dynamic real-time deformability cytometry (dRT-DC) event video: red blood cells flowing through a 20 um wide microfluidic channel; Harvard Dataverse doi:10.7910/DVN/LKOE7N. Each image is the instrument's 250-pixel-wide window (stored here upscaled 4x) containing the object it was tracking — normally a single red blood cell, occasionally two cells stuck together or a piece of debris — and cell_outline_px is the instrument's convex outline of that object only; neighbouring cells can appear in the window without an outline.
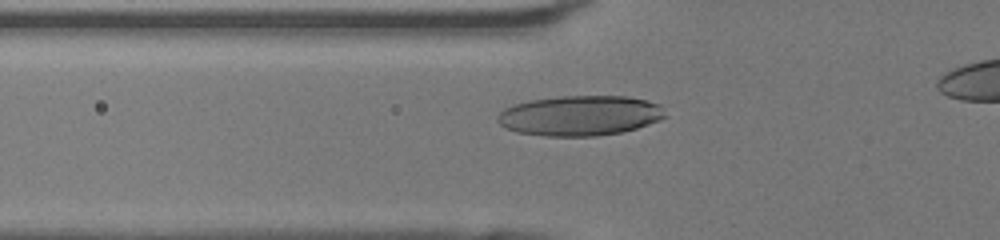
{"species": "human", "species_latin": "Homo sapiens", "temperature_condition": "room temperature", "stored_images_in_passage": 39, "camera_frame_rate_fps": 3000, "um_per_image_px": 0.085, "donor": {"sex": "female"}, "frame": {"image": 1, "passage_image": 13, "time_ms": 4.0, "image_size_px": [1000, 240], "cell_outline_px": [[668, 116], [660, 120], [636, 128], [620, 132], [596, 136], [544, 136], [516, 132], [504, 128], [496, 120], [496, 116], [504, 108], [512, 104], [532, 100], [560, 96], [624, 96], [644, 100], [660, 104]], "centroid_in_image_um": [49.27, 9.83], "position_along_channel_um": 76.5, "area_um2": 39.36}}
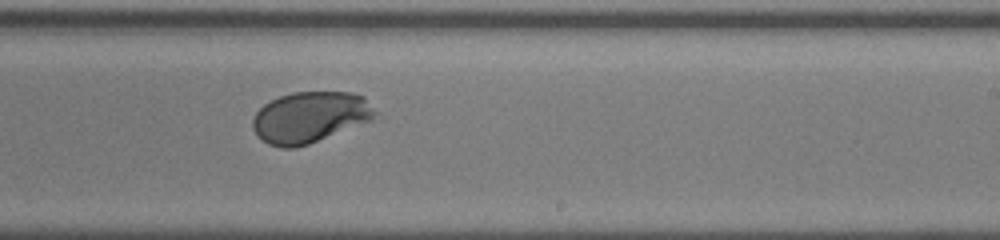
{"frame": {"image": 2, "passage_image": 26, "time_ms": 8.333, "image_size_px": [1000, 240], "cell_outline_px": [[380, 112], [372, 120], [308, 144], [296, 148], [280, 148], [268, 144], [260, 140], [256, 136], [252, 128], [252, 120], [256, 112], [264, 104], [280, 96], [292, 92], [352, 92], [364, 96]], "centroid_in_image_um": [26.35, 9.96], "position_along_channel_um": 262.6, "area_um2": 36.82}}
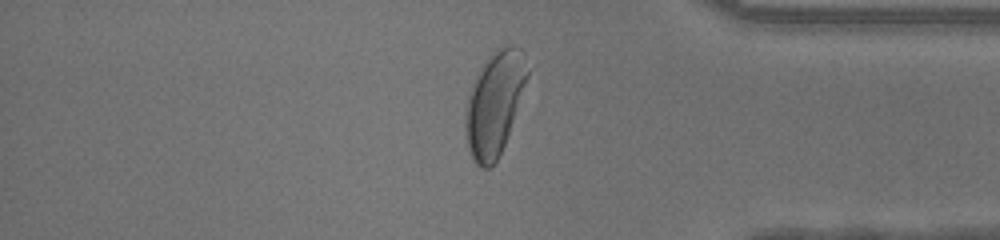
{"frame": {"image": 3, "passage_image": 36, "time_ms": 11.667, "image_size_px": [1000, 240], "cell_outline_px": [[528, 76], [504, 144], [496, 160], [488, 168], [480, 168], [472, 160], [468, 148], [464, 132], [464, 120], [468, 96], [472, 84], [476, 76], [488, 56], [492, 52], [508, 44], [512, 44], [520, 48], [524, 52], [528, 72]], "centroid_in_image_um": [42.0, 8.78], "position_along_channel_um": 393.2, "area_um2": 36.99}}